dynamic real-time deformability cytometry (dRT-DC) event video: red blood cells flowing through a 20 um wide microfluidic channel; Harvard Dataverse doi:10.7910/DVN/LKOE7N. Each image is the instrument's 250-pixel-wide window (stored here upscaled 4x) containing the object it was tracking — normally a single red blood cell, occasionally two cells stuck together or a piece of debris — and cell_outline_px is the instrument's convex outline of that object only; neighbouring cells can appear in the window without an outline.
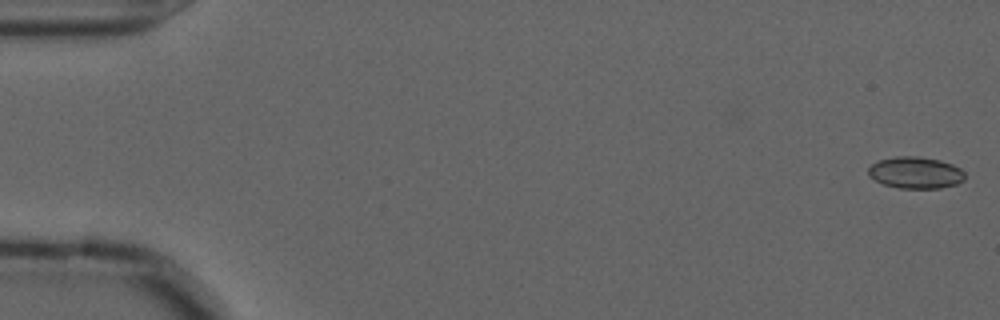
{"species": "common noctule bat (a hibernating species)", "species_latin": "Nyctalus noctula", "temperature_condition": "cold", "stored_images_in_passage": 50, "camera_frame_rate_fps": 3000, "um_per_image_px": 0.085, "animal": {"sex": "male", "forearm_length_mm": 52.5}, "frame": {"image": 1, "passage_image": 1, "time_ms": 0.0, "image_size_px": [1000, 320], "cell_outline_px": [[964, 180], [956, 184], [940, 188], [900, 188], [884, 184], [868, 176], [868, 168], [872, 164], [880, 160], [896, 156], [920, 156], [940, 160], [952, 164], [960, 168], [964, 172]], "centroid_in_image_um": [77.82, 14.67], "position_along_channel_um": 7.2, "area_um2": 17.8}}
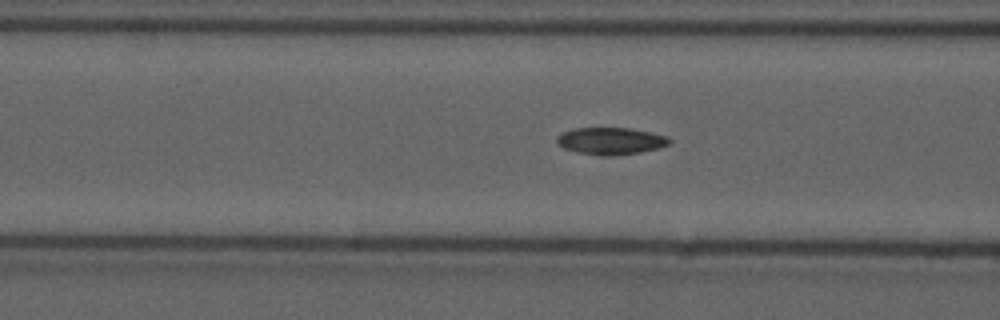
{"frame": {"image": 2, "passage_image": 22, "time_ms": 7.0, "image_size_px": [1000, 320], "cell_outline_px": [[672, 140], [668, 144], [660, 148], [640, 152], [612, 156], [600, 156], [576, 152], [564, 148], [556, 144], [556, 136], [564, 132], [576, 128], [628, 128], [652, 132], [668, 136]], "centroid_in_image_um": [51.92, 11.99], "position_along_channel_um": 114.7, "area_um2": 17.92}}
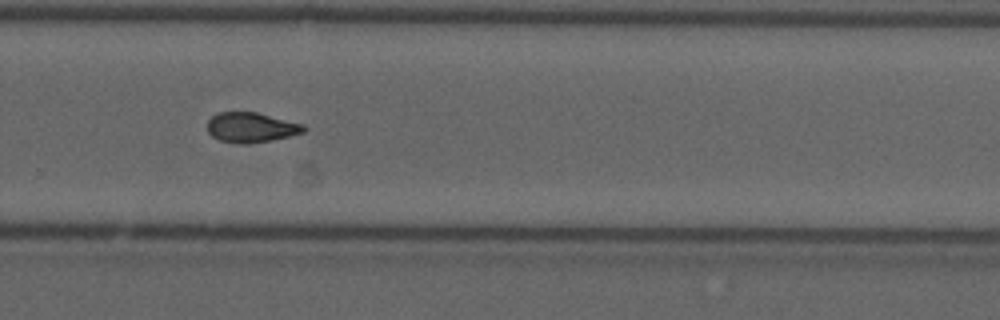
{"frame": {"image": 3, "passage_image": 38, "time_ms": 12.333, "image_size_px": [1000, 320], "cell_outline_px": [[308, 128], [304, 132], [272, 140], [248, 144], [240, 144], [220, 140], [212, 136], [208, 132], [208, 120], [212, 116], [220, 112], [256, 112], [304, 124]], "centroid_in_image_um": [21.36, 10.83], "position_along_channel_um": 308.4, "area_um2": 16.82}, "authors_computed_cell_mechanics": {"area_um2": 17.2822, "velocity_mm_per_s": 3.6445, "shape_relaxation_time_tau1_ms": null, "shape_relaxation_time_tau2_ms": 4.5463, "deformation_change_tau1": null, "deformation_change_tau2": 0.0938}}